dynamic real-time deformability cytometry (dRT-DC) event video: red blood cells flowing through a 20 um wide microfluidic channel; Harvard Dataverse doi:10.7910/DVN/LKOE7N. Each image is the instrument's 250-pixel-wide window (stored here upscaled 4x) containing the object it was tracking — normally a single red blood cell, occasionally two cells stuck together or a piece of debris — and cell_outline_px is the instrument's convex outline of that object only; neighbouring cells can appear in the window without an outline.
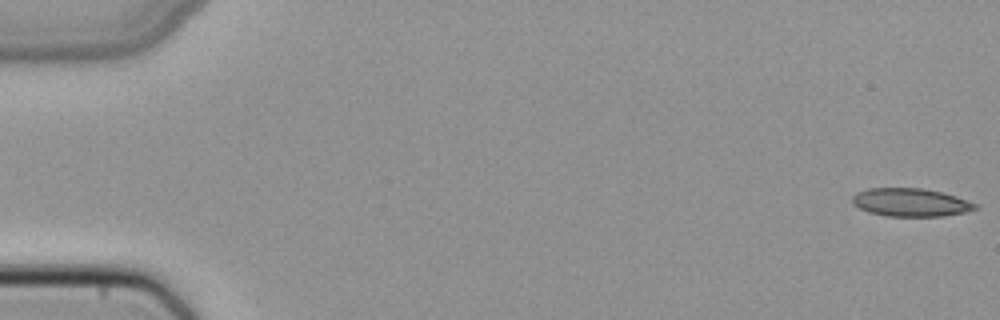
{"species": "common noctule bat (a hibernating species)", "species_latin": "Nyctalus noctula", "temperature_condition": "cold", "stored_images_in_passage": 14, "camera_frame_rate_fps": 3000, "um_per_image_px": 0.085, "animal": {"sex": "female", "body_mass_g": 22.7, "forearm_length_mm": 54.2}, "frame": {"image": 1, "passage_image": 1, "time_ms": 0.0, "image_size_px": [1000, 320], "cell_outline_px": [[980, 208], [964, 212], [944, 216], [884, 216], [868, 212], [852, 204], [852, 196], [856, 192], [868, 188], [924, 188], [944, 192], [980, 204]], "centroid_in_image_um": [77.43, 17.2], "position_along_channel_um": 7.6, "area_um2": 20.52}}
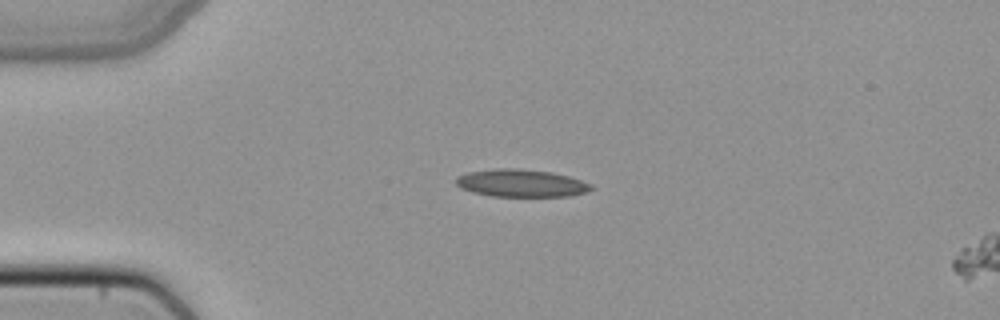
{"frame": {"image": 2, "passage_image": 13, "time_ms": 4.0, "image_size_px": [1000, 320], "cell_outline_px": [[596, 188], [588, 192], [572, 196], [492, 196], [472, 192], [460, 188], [456, 184], [456, 176], [468, 172], [496, 168], [516, 168], [552, 172], [568, 176], [592, 184]], "centroid_in_image_um": [44.32, 15.57], "position_along_channel_um": 40.7, "area_um2": 21.91}}